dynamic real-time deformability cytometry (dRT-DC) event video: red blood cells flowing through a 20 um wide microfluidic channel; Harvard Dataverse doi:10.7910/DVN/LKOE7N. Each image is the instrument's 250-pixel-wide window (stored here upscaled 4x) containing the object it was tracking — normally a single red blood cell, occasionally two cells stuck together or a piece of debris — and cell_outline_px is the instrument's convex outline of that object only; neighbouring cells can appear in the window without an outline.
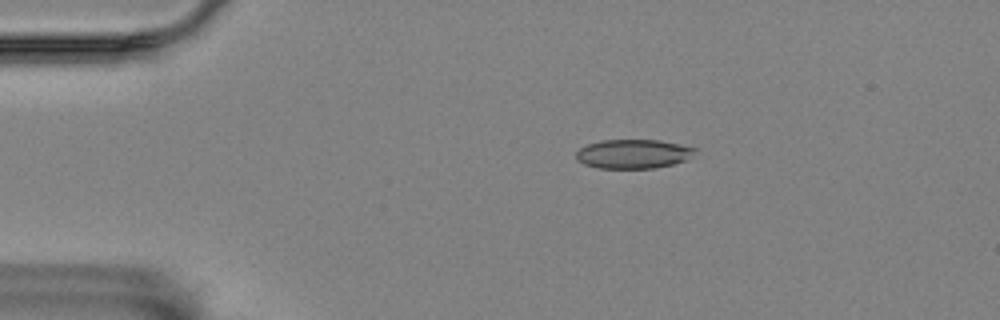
{"species": "Egyptian fruit bat (a non-hibernating species)", "species_latin": "Rousettus aegyptiacus", "temperature_condition": "room temperature", "stored_images_in_passage": 9, "camera_frame_rate_fps": 3000, "um_per_image_px": 0.085, "animal": {"sex": "female"}, "frame": {"image": 1, "passage_image": 4, "time_ms": 1.0, "image_size_px": [1000, 320], "cell_outline_px": [[696, 148], [684, 160], [672, 164], [656, 168], [596, 168], [584, 164], [576, 160], [576, 152], [580, 148], [588, 144], [600, 140], [660, 140]], "centroid_in_image_um": [53.74, 13.08], "position_along_channel_um": 31.3, "area_um2": 19.94}}
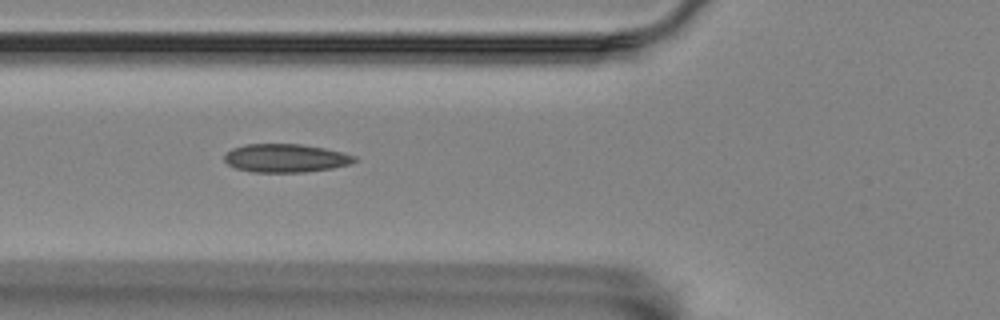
{"frame": {"image": 2, "passage_image": 7, "time_ms": 2.0, "image_size_px": [1000, 320], "cell_outline_px": [[360, 160], [348, 164], [332, 168], [304, 172], [252, 172], [236, 168], [228, 164], [224, 160], [224, 156], [232, 148], [244, 144], [300, 144], [324, 148], [356, 156]], "centroid_in_image_um": [24.27, 13.44], "position_along_channel_um": 101.5, "area_um2": 21.44}}
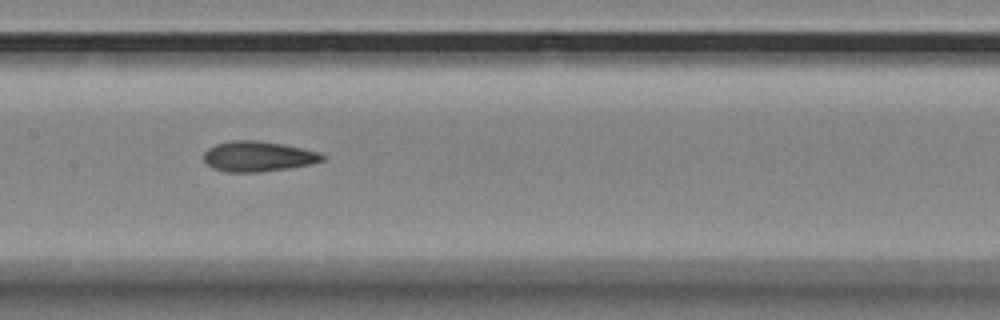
{"frame": {"image": 3, "passage_image": 9, "time_ms": 2.667, "image_size_px": [1000, 320], "cell_outline_px": [[328, 156], [324, 160], [312, 164], [288, 168], [260, 172], [224, 172], [212, 168], [204, 160], [204, 152], [208, 148], [216, 144], [232, 140], [256, 140], [284, 144], [320, 152]], "centroid_in_image_um": [21.96, 13.29], "position_along_channel_um": 185.4, "area_um2": 21.15}}